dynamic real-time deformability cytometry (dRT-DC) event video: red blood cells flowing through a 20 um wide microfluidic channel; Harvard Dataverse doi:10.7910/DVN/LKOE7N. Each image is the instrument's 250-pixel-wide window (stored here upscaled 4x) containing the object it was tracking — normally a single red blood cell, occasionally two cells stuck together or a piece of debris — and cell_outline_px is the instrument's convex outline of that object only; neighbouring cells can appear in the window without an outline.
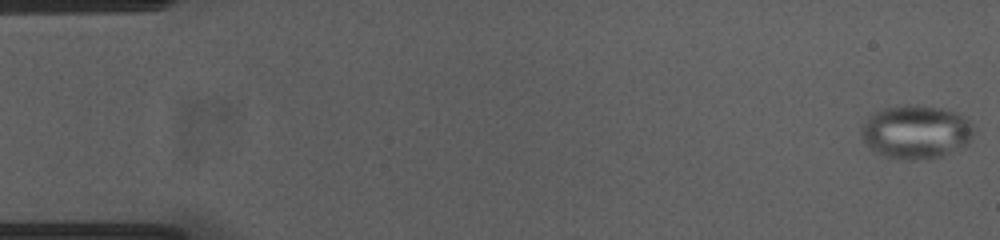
{"species": "common noctule bat (a hibernating species)", "species_latin": "Nyctalus noctula", "temperature_condition": "cold", "stored_images_in_passage": 54, "camera_frame_rate_fps": 3000, "um_per_image_px": 0.085, "animal": {"sex": "female", "body_mass_g": 23.0, "forearm_length_mm": 53.4}, "frame": {"image": 1, "passage_image": 1, "time_ms": 0.0, "image_size_px": [1000, 240], "cell_outline_px": [[976, 128], [968, 144], [964, 148], [944, 156], [928, 160], [904, 160], [884, 156], [868, 148], [860, 132], [868, 116], [872, 112], [880, 108], [904, 104], [916, 104], [940, 108], [964, 116]], "centroid_in_image_um": [77.87, 11.23], "position_along_channel_um": 7.1, "area_um2": 35.95}}
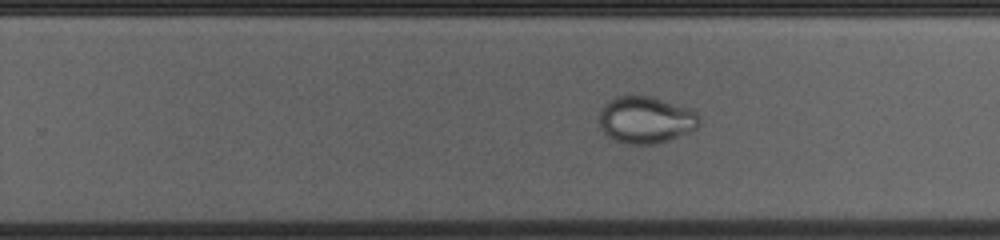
{"frame": {"image": 2, "passage_image": 34, "time_ms": 11.0, "image_size_px": [1000, 240], "cell_outline_px": [[700, 124], [696, 128], [688, 132], [668, 140], [656, 144], [628, 144], [616, 140], [608, 136], [600, 128], [600, 108], [604, 104], [616, 96], [652, 96], [688, 108], [696, 112], [700, 116]], "centroid_in_image_um": [54.89, 10.18], "position_along_channel_um": 274.9, "area_um2": 27.28}}
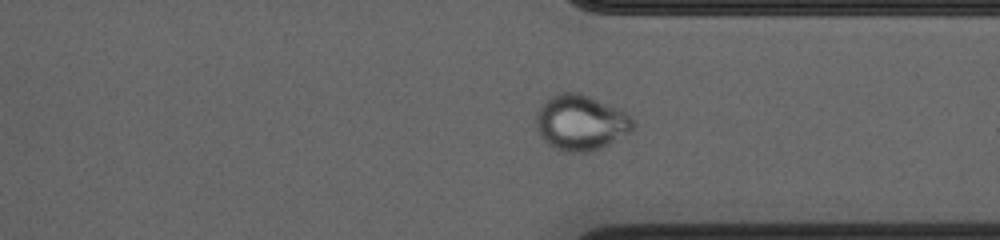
{"frame": {"image": 3, "passage_image": 41, "time_ms": 13.333, "image_size_px": [1000, 240], "cell_outline_px": [[636, 124], [632, 132], [600, 148], [588, 152], [564, 152], [548, 144], [536, 132], [536, 112], [552, 96], [560, 92], [580, 92], [620, 108], [632, 116]], "centroid_in_image_um": [49.4, 10.42], "position_along_channel_um": 362.0, "area_um2": 31.67}}